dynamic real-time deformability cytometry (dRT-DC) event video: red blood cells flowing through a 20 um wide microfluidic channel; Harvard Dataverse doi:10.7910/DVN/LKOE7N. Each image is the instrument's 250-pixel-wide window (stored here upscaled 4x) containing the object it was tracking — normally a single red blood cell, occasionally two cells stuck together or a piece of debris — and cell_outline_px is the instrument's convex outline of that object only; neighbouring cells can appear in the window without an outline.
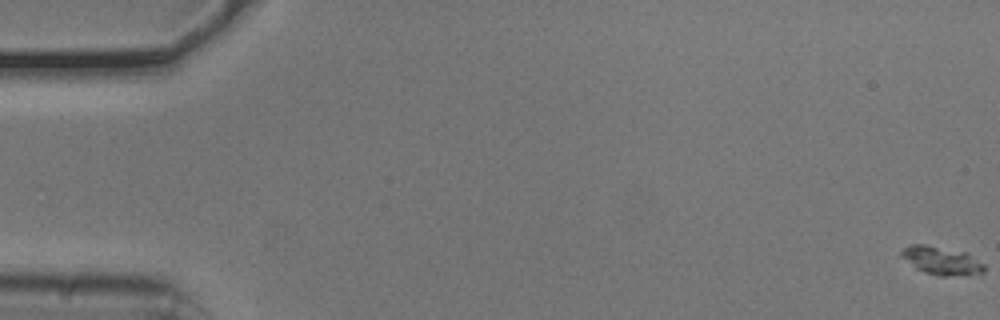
{"species": "common noctule bat (a hibernating species)", "species_latin": "Nyctalus noctula", "temperature_condition": "cold", "stored_images_in_passage": 5, "camera_frame_rate_fps": 3000, "um_per_image_px": 0.085, "animal": {"sex": "male", "body_mass_g": 20.5, "forearm_length_mm": 52.5}, "frame": {"image": 1, "passage_image": 1, "time_ms": 0.0, "image_size_px": [1000, 320], "cell_outline_px": [[984, 272], [968, 276], [940, 276], [924, 272], [916, 268], [900, 256], [900, 252], [904, 248], [912, 244], [924, 244], [968, 252], [984, 264]], "centroid_in_image_um": [80.06, 22.16], "position_along_channel_um": 4.9, "area_um2": 13.81}}